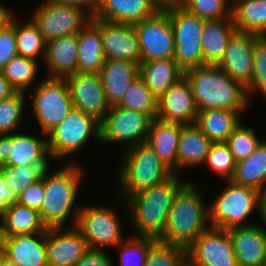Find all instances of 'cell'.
Instances as JSON below:
<instances>
[{"label": "cell", "mask_w": 266, "mask_h": 266, "mask_svg": "<svg viewBox=\"0 0 266 266\" xmlns=\"http://www.w3.org/2000/svg\"><path fill=\"white\" fill-rule=\"evenodd\" d=\"M198 110L229 109L243 112L248 104L246 88L217 65L205 64L184 71Z\"/></svg>", "instance_id": "6da1fadb"}, {"label": "cell", "mask_w": 266, "mask_h": 266, "mask_svg": "<svg viewBox=\"0 0 266 266\" xmlns=\"http://www.w3.org/2000/svg\"><path fill=\"white\" fill-rule=\"evenodd\" d=\"M180 174H173L166 181L141 190L125 199L134 236L158 238L164 231L169 210L178 191L188 182H181Z\"/></svg>", "instance_id": "7a4b0ae2"}, {"label": "cell", "mask_w": 266, "mask_h": 266, "mask_svg": "<svg viewBox=\"0 0 266 266\" xmlns=\"http://www.w3.org/2000/svg\"><path fill=\"white\" fill-rule=\"evenodd\" d=\"M195 185L188 181L178 191L169 210L165 229L157 240L187 249L210 227V223H207L209 206L205 204L203 192Z\"/></svg>", "instance_id": "3957f363"}, {"label": "cell", "mask_w": 266, "mask_h": 266, "mask_svg": "<svg viewBox=\"0 0 266 266\" xmlns=\"http://www.w3.org/2000/svg\"><path fill=\"white\" fill-rule=\"evenodd\" d=\"M66 165L50 174V168L44 171L45 195L39 213L47 228L65 227L72 213L73 226L77 220L80 206L75 208L74 205L85 173L75 161H69Z\"/></svg>", "instance_id": "277c9868"}, {"label": "cell", "mask_w": 266, "mask_h": 266, "mask_svg": "<svg viewBox=\"0 0 266 266\" xmlns=\"http://www.w3.org/2000/svg\"><path fill=\"white\" fill-rule=\"evenodd\" d=\"M119 172V190L127 197L170 178L174 173L166 166L153 149L140 143L125 149Z\"/></svg>", "instance_id": "5b68a950"}, {"label": "cell", "mask_w": 266, "mask_h": 266, "mask_svg": "<svg viewBox=\"0 0 266 266\" xmlns=\"http://www.w3.org/2000/svg\"><path fill=\"white\" fill-rule=\"evenodd\" d=\"M100 142V121L94 116L73 108L63 121L47 134L51 159H62L76 155L89 141V137Z\"/></svg>", "instance_id": "8992f818"}, {"label": "cell", "mask_w": 266, "mask_h": 266, "mask_svg": "<svg viewBox=\"0 0 266 266\" xmlns=\"http://www.w3.org/2000/svg\"><path fill=\"white\" fill-rule=\"evenodd\" d=\"M209 209L211 227L228 229L235 226H247L246 219L255 210H259L260 192L254 188L242 186L227 180Z\"/></svg>", "instance_id": "52a82bcc"}, {"label": "cell", "mask_w": 266, "mask_h": 266, "mask_svg": "<svg viewBox=\"0 0 266 266\" xmlns=\"http://www.w3.org/2000/svg\"><path fill=\"white\" fill-rule=\"evenodd\" d=\"M167 11L174 33V60L184 71L191 67L203 66L201 40L205 20L181 4Z\"/></svg>", "instance_id": "ba28073f"}, {"label": "cell", "mask_w": 266, "mask_h": 266, "mask_svg": "<svg viewBox=\"0 0 266 266\" xmlns=\"http://www.w3.org/2000/svg\"><path fill=\"white\" fill-rule=\"evenodd\" d=\"M34 89L30 109L47 136L73 109L69 88L65 78L45 77Z\"/></svg>", "instance_id": "9c48e42d"}, {"label": "cell", "mask_w": 266, "mask_h": 266, "mask_svg": "<svg viewBox=\"0 0 266 266\" xmlns=\"http://www.w3.org/2000/svg\"><path fill=\"white\" fill-rule=\"evenodd\" d=\"M118 216L113 208L105 205H83L78 212L75 227L87 241L89 249L114 248L125 240Z\"/></svg>", "instance_id": "30bf717a"}, {"label": "cell", "mask_w": 266, "mask_h": 266, "mask_svg": "<svg viewBox=\"0 0 266 266\" xmlns=\"http://www.w3.org/2000/svg\"><path fill=\"white\" fill-rule=\"evenodd\" d=\"M152 119L144 113L116 105L100 121V142L125 143L126 149L147 140Z\"/></svg>", "instance_id": "8fae6325"}, {"label": "cell", "mask_w": 266, "mask_h": 266, "mask_svg": "<svg viewBox=\"0 0 266 266\" xmlns=\"http://www.w3.org/2000/svg\"><path fill=\"white\" fill-rule=\"evenodd\" d=\"M91 18L79 7L67 6L54 0H45L31 16L46 42L77 34Z\"/></svg>", "instance_id": "7c38bea8"}, {"label": "cell", "mask_w": 266, "mask_h": 266, "mask_svg": "<svg viewBox=\"0 0 266 266\" xmlns=\"http://www.w3.org/2000/svg\"><path fill=\"white\" fill-rule=\"evenodd\" d=\"M133 27L138 36L141 62L173 58L175 40L167 10H157Z\"/></svg>", "instance_id": "4fadbf2b"}, {"label": "cell", "mask_w": 266, "mask_h": 266, "mask_svg": "<svg viewBox=\"0 0 266 266\" xmlns=\"http://www.w3.org/2000/svg\"><path fill=\"white\" fill-rule=\"evenodd\" d=\"M187 266H238L227 229L209 227L186 249Z\"/></svg>", "instance_id": "5bb4252c"}, {"label": "cell", "mask_w": 266, "mask_h": 266, "mask_svg": "<svg viewBox=\"0 0 266 266\" xmlns=\"http://www.w3.org/2000/svg\"><path fill=\"white\" fill-rule=\"evenodd\" d=\"M73 108L101 121L111 106L106 99L100 74L79 72L65 78Z\"/></svg>", "instance_id": "9a60e30c"}, {"label": "cell", "mask_w": 266, "mask_h": 266, "mask_svg": "<svg viewBox=\"0 0 266 266\" xmlns=\"http://www.w3.org/2000/svg\"><path fill=\"white\" fill-rule=\"evenodd\" d=\"M259 38L255 33L236 30L229 39L222 59L216 64L245 88L252 80L253 48Z\"/></svg>", "instance_id": "2e32d148"}, {"label": "cell", "mask_w": 266, "mask_h": 266, "mask_svg": "<svg viewBox=\"0 0 266 266\" xmlns=\"http://www.w3.org/2000/svg\"><path fill=\"white\" fill-rule=\"evenodd\" d=\"M68 228L50 227L46 230L48 266H75L89 250L80 231L75 226Z\"/></svg>", "instance_id": "e0dca14e"}, {"label": "cell", "mask_w": 266, "mask_h": 266, "mask_svg": "<svg viewBox=\"0 0 266 266\" xmlns=\"http://www.w3.org/2000/svg\"><path fill=\"white\" fill-rule=\"evenodd\" d=\"M198 111L189 81L183 77L158 99L156 118L164 122L194 124Z\"/></svg>", "instance_id": "ac0fdd59"}, {"label": "cell", "mask_w": 266, "mask_h": 266, "mask_svg": "<svg viewBox=\"0 0 266 266\" xmlns=\"http://www.w3.org/2000/svg\"><path fill=\"white\" fill-rule=\"evenodd\" d=\"M0 255L15 266H48L46 231L0 237Z\"/></svg>", "instance_id": "d6986e66"}, {"label": "cell", "mask_w": 266, "mask_h": 266, "mask_svg": "<svg viewBox=\"0 0 266 266\" xmlns=\"http://www.w3.org/2000/svg\"><path fill=\"white\" fill-rule=\"evenodd\" d=\"M100 34L106 59H119L140 65L138 36L133 26L100 19Z\"/></svg>", "instance_id": "ffe728a7"}, {"label": "cell", "mask_w": 266, "mask_h": 266, "mask_svg": "<svg viewBox=\"0 0 266 266\" xmlns=\"http://www.w3.org/2000/svg\"><path fill=\"white\" fill-rule=\"evenodd\" d=\"M233 243L238 266H264L266 231L262 226H235L227 229Z\"/></svg>", "instance_id": "44dd1931"}, {"label": "cell", "mask_w": 266, "mask_h": 266, "mask_svg": "<svg viewBox=\"0 0 266 266\" xmlns=\"http://www.w3.org/2000/svg\"><path fill=\"white\" fill-rule=\"evenodd\" d=\"M8 161L4 165L24 167H49L51 156L48 150L47 136L40 137L25 133H12L11 145H8Z\"/></svg>", "instance_id": "7402d4cb"}, {"label": "cell", "mask_w": 266, "mask_h": 266, "mask_svg": "<svg viewBox=\"0 0 266 266\" xmlns=\"http://www.w3.org/2000/svg\"><path fill=\"white\" fill-rule=\"evenodd\" d=\"M44 62L51 78H66L78 71L77 34L46 42Z\"/></svg>", "instance_id": "603a6c76"}, {"label": "cell", "mask_w": 266, "mask_h": 266, "mask_svg": "<svg viewBox=\"0 0 266 266\" xmlns=\"http://www.w3.org/2000/svg\"><path fill=\"white\" fill-rule=\"evenodd\" d=\"M156 11L149 0H99L94 18L134 26Z\"/></svg>", "instance_id": "cb8c5ba5"}, {"label": "cell", "mask_w": 266, "mask_h": 266, "mask_svg": "<svg viewBox=\"0 0 266 266\" xmlns=\"http://www.w3.org/2000/svg\"><path fill=\"white\" fill-rule=\"evenodd\" d=\"M78 71L100 74L105 56L100 34V19L92 17L77 33Z\"/></svg>", "instance_id": "d4e9b609"}, {"label": "cell", "mask_w": 266, "mask_h": 266, "mask_svg": "<svg viewBox=\"0 0 266 266\" xmlns=\"http://www.w3.org/2000/svg\"><path fill=\"white\" fill-rule=\"evenodd\" d=\"M139 75V64L128 60L105 59L100 76L110 106L117 105L128 86Z\"/></svg>", "instance_id": "484cf974"}, {"label": "cell", "mask_w": 266, "mask_h": 266, "mask_svg": "<svg viewBox=\"0 0 266 266\" xmlns=\"http://www.w3.org/2000/svg\"><path fill=\"white\" fill-rule=\"evenodd\" d=\"M182 124L153 119L146 143L159 159L176 174L177 150Z\"/></svg>", "instance_id": "4316f807"}, {"label": "cell", "mask_w": 266, "mask_h": 266, "mask_svg": "<svg viewBox=\"0 0 266 266\" xmlns=\"http://www.w3.org/2000/svg\"><path fill=\"white\" fill-rule=\"evenodd\" d=\"M139 75L158 100L173 84L184 77V70L174 58H164L141 62Z\"/></svg>", "instance_id": "83f0119b"}, {"label": "cell", "mask_w": 266, "mask_h": 266, "mask_svg": "<svg viewBox=\"0 0 266 266\" xmlns=\"http://www.w3.org/2000/svg\"><path fill=\"white\" fill-rule=\"evenodd\" d=\"M213 142L201 132L199 127L194 124H182L180 133L176 174L183 168L197 166L203 164Z\"/></svg>", "instance_id": "f1b7e54d"}, {"label": "cell", "mask_w": 266, "mask_h": 266, "mask_svg": "<svg viewBox=\"0 0 266 266\" xmlns=\"http://www.w3.org/2000/svg\"><path fill=\"white\" fill-rule=\"evenodd\" d=\"M47 229L39 211L18 202L0 214V237L35 234Z\"/></svg>", "instance_id": "f546056e"}, {"label": "cell", "mask_w": 266, "mask_h": 266, "mask_svg": "<svg viewBox=\"0 0 266 266\" xmlns=\"http://www.w3.org/2000/svg\"><path fill=\"white\" fill-rule=\"evenodd\" d=\"M235 31L233 18L205 20L201 40L204 65H216L222 59Z\"/></svg>", "instance_id": "4dcf8cb0"}, {"label": "cell", "mask_w": 266, "mask_h": 266, "mask_svg": "<svg viewBox=\"0 0 266 266\" xmlns=\"http://www.w3.org/2000/svg\"><path fill=\"white\" fill-rule=\"evenodd\" d=\"M240 114L229 109H202L195 124L213 143L226 142L241 123Z\"/></svg>", "instance_id": "1f68e13d"}, {"label": "cell", "mask_w": 266, "mask_h": 266, "mask_svg": "<svg viewBox=\"0 0 266 266\" xmlns=\"http://www.w3.org/2000/svg\"><path fill=\"white\" fill-rule=\"evenodd\" d=\"M230 180L259 192L266 189V140L261 141L251 156L236 162L235 172Z\"/></svg>", "instance_id": "d6a6232c"}, {"label": "cell", "mask_w": 266, "mask_h": 266, "mask_svg": "<svg viewBox=\"0 0 266 266\" xmlns=\"http://www.w3.org/2000/svg\"><path fill=\"white\" fill-rule=\"evenodd\" d=\"M232 17L236 30L266 33V0H240L232 6Z\"/></svg>", "instance_id": "836d02e7"}, {"label": "cell", "mask_w": 266, "mask_h": 266, "mask_svg": "<svg viewBox=\"0 0 266 266\" xmlns=\"http://www.w3.org/2000/svg\"><path fill=\"white\" fill-rule=\"evenodd\" d=\"M157 102L158 100L147 88L143 78L138 75L129 84L116 106L147 114L153 120L157 115Z\"/></svg>", "instance_id": "e575fe53"}, {"label": "cell", "mask_w": 266, "mask_h": 266, "mask_svg": "<svg viewBox=\"0 0 266 266\" xmlns=\"http://www.w3.org/2000/svg\"><path fill=\"white\" fill-rule=\"evenodd\" d=\"M38 65L36 60L21 55L14 56L3 68L2 73L16 92H24L33 86Z\"/></svg>", "instance_id": "d590c367"}, {"label": "cell", "mask_w": 266, "mask_h": 266, "mask_svg": "<svg viewBox=\"0 0 266 266\" xmlns=\"http://www.w3.org/2000/svg\"><path fill=\"white\" fill-rule=\"evenodd\" d=\"M15 18L16 48L18 55L36 60L37 56L45 57L46 41L32 19L18 24ZM40 55V56H39Z\"/></svg>", "instance_id": "8d00e7d4"}, {"label": "cell", "mask_w": 266, "mask_h": 266, "mask_svg": "<svg viewBox=\"0 0 266 266\" xmlns=\"http://www.w3.org/2000/svg\"><path fill=\"white\" fill-rule=\"evenodd\" d=\"M25 96L24 92H15L10 97L0 100V134L16 133L15 130L21 127Z\"/></svg>", "instance_id": "74e56055"}, {"label": "cell", "mask_w": 266, "mask_h": 266, "mask_svg": "<svg viewBox=\"0 0 266 266\" xmlns=\"http://www.w3.org/2000/svg\"><path fill=\"white\" fill-rule=\"evenodd\" d=\"M145 266H187L186 248L156 240L150 246Z\"/></svg>", "instance_id": "f35d334b"}, {"label": "cell", "mask_w": 266, "mask_h": 266, "mask_svg": "<svg viewBox=\"0 0 266 266\" xmlns=\"http://www.w3.org/2000/svg\"><path fill=\"white\" fill-rule=\"evenodd\" d=\"M157 239L150 236H132L122 241L117 248L120 252V266H145L150 246Z\"/></svg>", "instance_id": "ab89813d"}, {"label": "cell", "mask_w": 266, "mask_h": 266, "mask_svg": "<svg viewBox=\"0 0 266 266\" xmlns=\"http://www.w3.org/2000/svg\"><path fill=\"white\" fill-rule=\"evenodd\" d=\"M261 141L256 135L255 129L240 123L228 137L226 143L235 162H238L251 156Z\"/></svg>", "instance_id": "60d3db41"}, {"label": "cell", "mask_w": 266, "mask_h": 266, "mask_svg": "<svg viewBox=\"0 0 266 266\" xmlns=\"http://www.w3.org/2000/svg\"><path fill=\"white\" fill-rule=\"evenodd\" d=\"M48 168L50 167H15L9 165L0 166L7 185L17 197H19L29 185L38 181L42 177L44 171Z\"/></svg>", "instance_id": "b9f144b4"}, {"label": "cell", "mask_w": 266, "mask_h": 266, "mask_svg": "<svg viewBox=\"0 0 266 266\" xmlns=\"http://www.w3.org/2000/svg\"><path fill=\"white\" fill-rule=\"evenodd\" d=\"M181 5L204 20L233 18L230 0H181Z\"/></svg>", "instance_id": "7bdbcfd3"}, {"label": "cell", "mask_w": 266, "mask_h": 266, "mask_svg": "<svg viewBox=\"0 0 266 266\" xmlns=\"http://www.w3.org/2000/svg\"><path fill=\"white\" fill-rule=\"evenodd\" d=\"M214 173L230 180L235 172L236 162L226 142L213 143L204 162Z\"/></svg>", "instance_id": "ee69618b"}, {"label": "cell", "mask_w": 266, "mask_h": 266, "mask_svg": "<svg viewBox=\"0 0 266 266\" xmlns=\"http://www.w3.org/2000/svg\"><path fill=\"white\" fill-rule=\"evenodd\" d=\"M254 90L262 93L266 100V42L260 37L253 48V74L251 83L246 87L248 101Z\"/></svg>", "instance_id": "f6af8a7d"}, {"label": "cell", "mask_w": 266, "mask_h": 266, "mask_svg": "<svg viewBox=\"0 0 266 266\" xmlns=\"http://www.w3.org/2000/svg\"><path fill=\"white\" fill-rule=\"evenodd\" d=\"M18 55L15 35V16L0 32V70L14 57Z\"/></svg>", "instance_id": "bcb514c9"}, {"label": "cell", "mask_w": 266, "mask_h": 266, "mask_svg": "<svg viewBox=\"0 0 266 266\" xmlns=\"http://www.w3.org/2000/svg\"><path fill=\"white\" fill-rule=\"evenodd\" d=\"M44 173L35 183L29 185L18 197V203L37 211L40 210L44 200Z\"/></svg>", "instance_id": "7dc6e473"}, {"label": "cell", "mask_w": 266, "mask_h": 266, "mask_svg": "<svg viewBox=\"0 0 266 266\" xmlns=\"http://www.w3.org/2000/svg\"><path fill=\"white\" fill-rule=\"evenodd\" d=\"M75 266H114V264L104 248V250L89 249Z\"/></svg>", "instance_id": "c3c4849f"}, {"label": "cell", "mask_w": 266, "mask_h": 266, "mask_svg": "<svg viewBox=\"0 0 266 266\" xmlns=\"http://www.w3.org/2000/svg\"><path fill=\"white\" fill-rule=\"evenodd\" d=\"M17 201L18 197L7 185L5 177L0 169V214Z\"/></svg>", "instance_id": "681fc988"}, {"label": "cell", "mask_w": 266, "mask_h": 266, "mask_svg": "<svg viewBox=\"0 0 266 266\" xmlns=\"http://www.w3.org/2000/svg\"><path fill=\"white\" fill-rule=\"evenodd\" d=\"M67 6H75L83 9L91 17H94L98 8L99 0H54ZM88 7V8H87Z\"/></svg>", "instance_id": "f907efd6"}, {"label": "cell", "mask_w": 266, "mask_h": 266, "mask_svg": "<svg viewBox=\"0 0 266 266\" xmlns=\"http://www.w3.org/2000/svg\"><path fill=\"white\" fill-rule=\"evenodd\" d=\"M8 145H11V134H0V166L8 161Z\"/></svg>", "instance_id": "816d5d0a"}, {"label": "cell", "mask_w": 266, "mask_h": 266, "mask_svg": "<svg viewBox=\"0 0 266 266\" xmlns=\"http://www.w3.org/2000/svg\"><path fill=\"white\" fill-rule=\"evenodd\" d=\"M15 92L0 70V100L10 97Z\"/></svg>", "instance_id": "f5cc1de1"}, {"label": "cell", "mask_w": 266, "mask_h": 266, "mask_svg": "<svg viewBox=\"0 0 266 266\" xmlns=\"http://www.w3.org/2000/svg\"><path fill=\"white\" fill-rule=\"evenodd\" d=\"M259 215L262 227L266 231V189L259 194Z\"/></svg>", "instance_id": "db71d44e"}, {"label": "cell", "mask_w": 266, "mask_h": 266, "mask_svg": "<svg viewBox=\"0 0 266 266\" xmlns=\"http://www.w3.org/2000/svg\"><path fill=\"white\" fill-rule=\"evenodd\" d=\"M157 10H167L181 4V0H149Z\"/></svg>", "instance_id": "11a10c76"}, {"label": "cell", "mask_w": 266, "mask_h": 266, "mask_svg": "<svg viewBox=\"0 0 266 266\" xmlns=\"http://www.w3.org/2000/svg\"><path fill=\"white\" fill-rule=\"evenodd\" d=\"M14 15L11 9L6 8L0 3V32L6 27L10 22L11 17Z\"/></svg>", "instance_id": "9f6ffc18"}, {"label": "cell", "mask_w": 266, "mask_h": 266, "mask_svg": "<svg viewBox=\"0 0 266 266\" xmlns=\"http://www.w3.org/2000/svg\"><path fill=\"white\" fill-rule=\"evenodd\" d=\"M0 266H15L10 264L4 257L0 255Z\"/></svg>", "instance_id": "6f0895ef"}, {"label": "cell", "mask_w": 266, "mask_h": 266, "mask_svg": "<svg viewBox=\"0 0 266 266\" xmlns=\"http://www.w3.org/2000/svg\"><path fill=\"white\" fill-rule=\"evenodd\" d=\"M260 37L266 42V33L262 34Z\"/></svg>", "instance_id": "680465c9"}, {"label": "cell", "mask_w": 266, "mask_h": 266, "mask_svg": "<svg viewBox=\"0 0 266 266\" xmlns=\"http://www.w3.org/2000/svg\"><path fill=\"white\" fill-rule=\"evenodd\" d=\"M237 1H240V0H230V3L233 6Z\"/></svg>", "instance_id": "91938a15"}]
</instances>
